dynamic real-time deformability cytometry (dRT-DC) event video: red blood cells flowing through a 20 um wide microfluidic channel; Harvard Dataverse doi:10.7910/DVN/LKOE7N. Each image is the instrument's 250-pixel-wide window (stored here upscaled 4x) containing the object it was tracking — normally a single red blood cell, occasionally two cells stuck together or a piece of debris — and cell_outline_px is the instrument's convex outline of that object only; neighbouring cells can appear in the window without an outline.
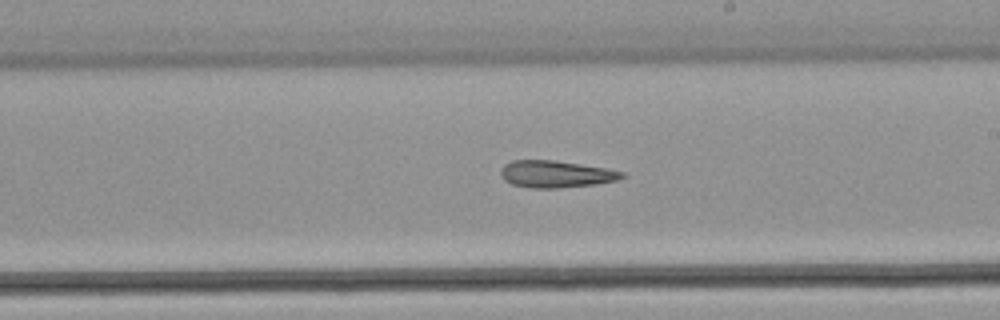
{"species": "common noctule bat (a hibernating species)", "species_latin": "Nyctalus noctula", "temperature_condition": "warm", "stored_images_in_passage": 39, "camera_frame_rate_fps": 3000, "um_per_image_px": 0.085, "animal": {"sex": "male", "body_mass_g": 21.5, "forearm_length_mm": 52.0}, "frame": {"image": 1, "passage_image": 28, "time_ms": 9.0, "image_size_px": [1000, 320], "cell_outline_px": [[628, 176], [620, 180], [596, 184], [556, 188], [532, 188], [512, 184], [504, 180], [500, 172], [500, 168], [504, 164], [512, 160], [556, 160], [608, 168], [624, 172]], "centroid_in_image_um": [47.29, 14.79], "position_along_channel_um": 241.7, "area_um2": 19.36}}
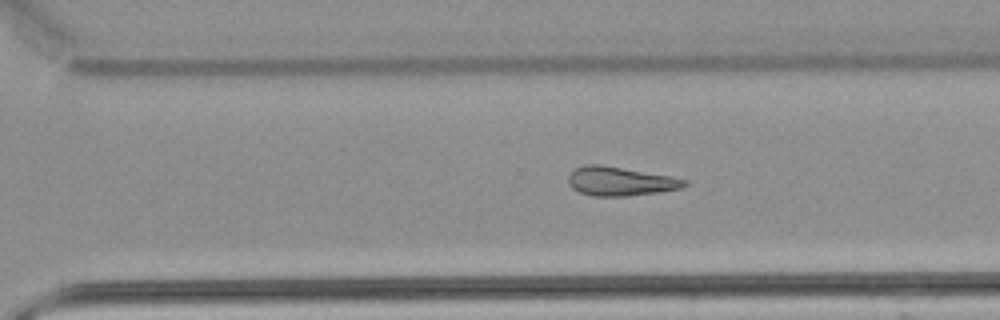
{"frame": {"image": 2, "passage_image": 34, "time_ms": 11.0, "image_size_px": [1000, 320], "cell_outline_px": [[688, 184], [680, 188], [656, 192], [628, 196], [592, 196], [580, 192], [572, 188], [568, 184], [568, 176], [576, 168], [584, 164], [600, 164], [668, 176], [688, 180]], "centroid_in_image_um": [52.67, 15.41], "position_along_channel_um": 317.9, "area_um2": 19.36}}